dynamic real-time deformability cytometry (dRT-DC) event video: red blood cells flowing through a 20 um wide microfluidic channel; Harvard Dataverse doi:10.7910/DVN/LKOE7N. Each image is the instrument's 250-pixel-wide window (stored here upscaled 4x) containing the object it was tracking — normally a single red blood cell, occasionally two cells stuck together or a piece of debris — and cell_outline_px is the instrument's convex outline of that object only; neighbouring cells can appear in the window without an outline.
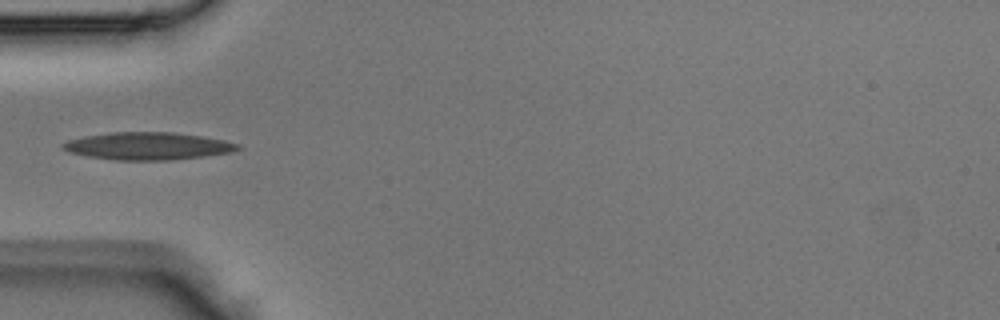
{"species": "Egyptian fruit bat (a non-hibernating species)", "species_latin": "Rousettus aegyptiacus", "temperature_condition": "room temperature", "stored_images_in_passage": 4, "camera_frame_rate_fps": 3000, "um_per_image_px": 0.085, "animal": {"sex": "male"}, "frame": {"image": 1, "passage_image": 4, "time_ms": 1.0, "image_size_px": [1000, 320], "cell_outline_px": [[244, 148], [228, 152], [204, 156], [172, 160], [116, 160], [88, 156], [68, 152], [60, 148], [60, 144], [68, 140], [84, 136], [112, 132], [172, 132], [204, 136], [224, 140], [240, 144]], "centroid_in_image_um": [12.55, 12.41], "position_along_channel_um": 72.4, "area_um2": 28.15}}